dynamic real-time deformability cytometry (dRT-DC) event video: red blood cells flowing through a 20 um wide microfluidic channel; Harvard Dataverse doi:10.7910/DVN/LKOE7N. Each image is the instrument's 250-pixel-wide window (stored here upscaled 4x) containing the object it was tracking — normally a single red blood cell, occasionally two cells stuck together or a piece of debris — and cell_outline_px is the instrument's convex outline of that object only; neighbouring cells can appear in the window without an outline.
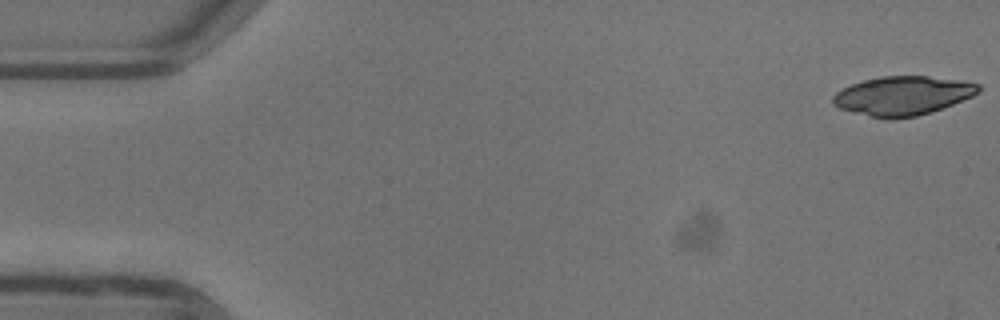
{"species": "common noctule bat (a hibernating species)", "species_latin": "Nyctalus noctula", "temperature_condition": "warm", "stored_images_in_passage": 52, "camera_frame_rate_fps": 3000, "um_per_image_px": 0.085, "animal": {"sex": "female"}, "frame": {"image": 1, "passage_image": 1, "time_ms": 0.0, "image_size_px": [1000, 320], "cell_outline_px": [[980, 92], [972, 96], [932, 112], [916, 116], [892, 120], [888, 120], [840, 108], [832, 104], [832, 96], [836, 92], [852, 84], [864, 80], [880, 76], [928, 76], [960, 80], [980, 84]], "centroid_in_image_um": [76.74, 8.13], "position_along_channel_um": 8.3, "area_um2": 33.0}}